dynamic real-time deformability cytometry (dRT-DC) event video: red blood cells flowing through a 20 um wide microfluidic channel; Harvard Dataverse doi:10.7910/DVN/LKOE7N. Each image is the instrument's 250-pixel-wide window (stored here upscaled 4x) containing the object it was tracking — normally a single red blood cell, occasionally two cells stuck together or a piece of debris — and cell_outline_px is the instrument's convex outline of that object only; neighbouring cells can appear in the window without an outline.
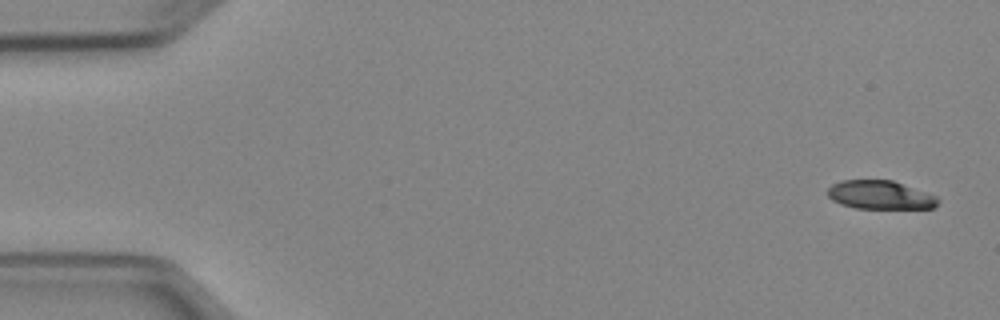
{"species": "Egyptian fruit bat (a non-hibernating species)", "species_latin": "Rousettus aegyptiacus", "temperature_condition": "cold", "stored_images_in_passage": 6, "camera_frame_rate_fps": 3000, "um_per_image_px": 0.085, "animal": {"sex": "female"}, "frame": {"image": 1, "passage_image": 1, "time_ms": 0.0, "image_size_px": [1000, 320], "cell_outline_px": [[940, 200], [932, 208], [856, 208], [840, 204], [832, 200], [828, 196], [828, 188], [832, 184], [840, 180], [892, 180], [936, 196]], "centroid_in_image_um": [74.77, 16.57], "position_along_channel_um": 10.2, "area_um2": 18.21}}
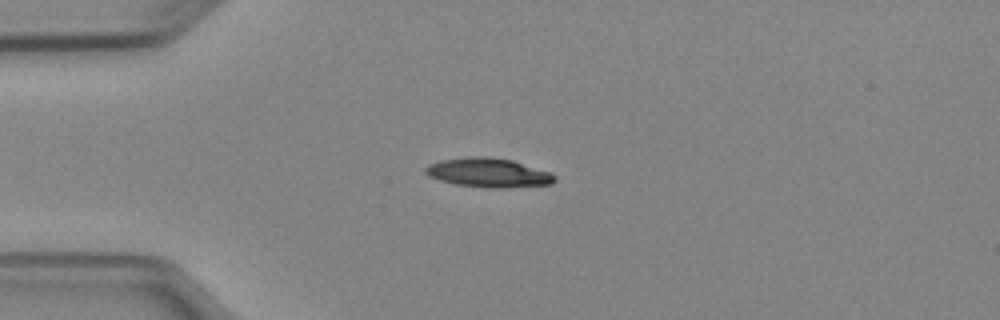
{"frame": {"image": 2, "passage_image": 4, "time_ms": 3.667, "image_size_px": [1000, 320], "cell_outline_px": [[556, 180], [552, 184], [504, 188], [484, 188], [456, 184], [440, 180], [428, 176], [424, 172], [424, 168], [428, 164], [440, 160], [472, 156], [488, 156], [512, 160], [552, 172], [556, 176]], "centroid_in_image_um": [41.52, 14.68], "position_along_channel_um": 43.5, "area_um2": 22.25}}